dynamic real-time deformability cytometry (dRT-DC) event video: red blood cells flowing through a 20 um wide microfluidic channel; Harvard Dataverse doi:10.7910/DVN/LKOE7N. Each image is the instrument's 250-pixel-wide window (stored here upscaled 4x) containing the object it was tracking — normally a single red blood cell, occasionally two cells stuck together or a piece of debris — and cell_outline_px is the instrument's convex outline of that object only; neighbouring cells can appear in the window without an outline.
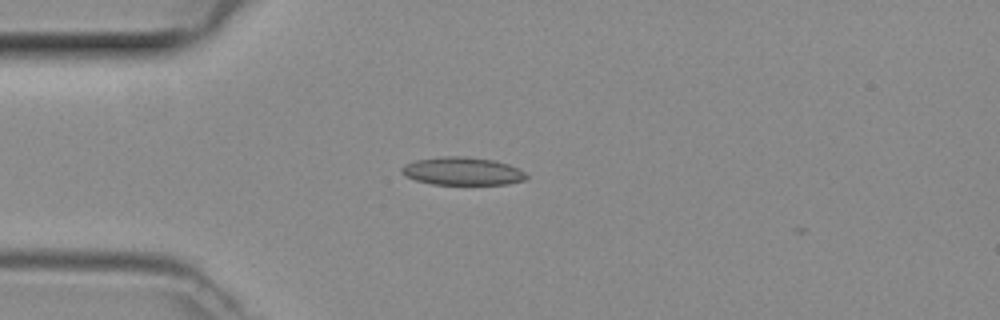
{"species": "common noctule bat (a hibernating species)", "species_latin": "Nyctalus noctula", "temperature_condition": "room temperature", "stored_images_in_passage": 39, "camera_frame_rate_fps": 3000, "um_per_image_px": 0.085, "animal": {"sex": "female", "body_mass_g": 29.2, "forearm_length_mm": 56.3}, "frame": {"image": 1, "passage_image": 3, "time_ms": 0.667, "image_size_px": [1000, 320], "cell_outline_px": [[528, 176], [524, 180], [508, 184], [432, 184], [416, 180], [404, 176], [400, 172], [400, 168], [404, 164], [416, 160], [440, 156], [464, 156], [492, 160], [508, 164], [524, 172]], "centroid_in_image_um": [39.25, 14.55], "position_along_channel_um": 45.8, "area_um2": 20.29}}
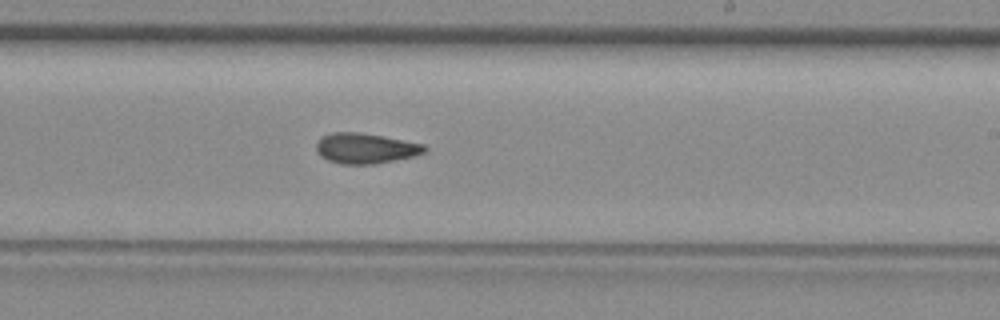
{"frame": {"image": 2, "passage_image": 19, "time_ms": 6.0, "image_size_px": [1000, 320], "cell_outline_px": [[428, 152], [416, 156], [376, 164], [340, 164], [328, 160], [320, 156], [316, 148], [316, 144], [320, 136], [332, 132], [356, 132], [380, 136], [424, 144], [428, 148]], "centroid_in_image_um": [31.08, 12.62], "position_along_channel_um": 257.9, "area_um2": 19.31}}
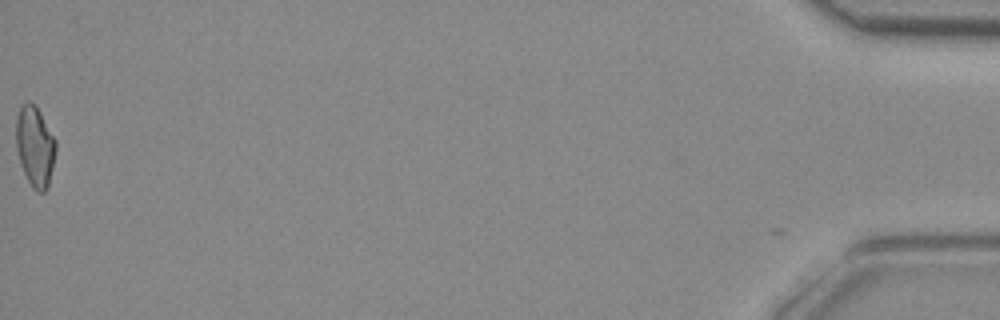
{"frame": {"image": 3, "passage_image": 39, "time_ms": 12.667, "image_size_px": [1000, 320], "cell_outline_px": [[56, 152], [48, 188], [44, 192], [36, 192], [32, 188], [20, 164], [16, 148], [16, 116], [20, 104], [24, 100], [28, 100], [40, 112], [56, 140]], "centroid_in_image_um": [2.96, 12.43], "position_along_channel_um": 432.2, "area_um2": 18.9}}